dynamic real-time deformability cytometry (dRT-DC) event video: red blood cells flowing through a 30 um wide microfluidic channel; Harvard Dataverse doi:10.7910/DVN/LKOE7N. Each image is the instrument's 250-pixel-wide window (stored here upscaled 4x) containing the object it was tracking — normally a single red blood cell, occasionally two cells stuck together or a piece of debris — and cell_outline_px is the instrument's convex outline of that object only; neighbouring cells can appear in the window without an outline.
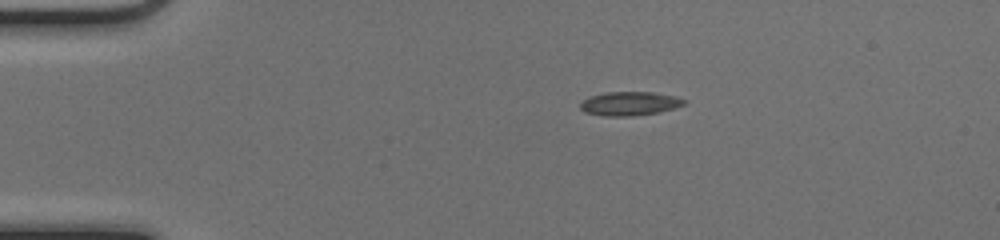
{"species": "common noctule bat (a hibernating species)", "species_latin": "Nyctalus noctula", "temperature_condition": "cold", "stored_images_in_passage": 41, "camera_frame_rate_fps": 3000, "um_per_image_px": 0.085, "animal": {"sex": "female", "body_mass_g": 17.0, "forearm_length_mm": 48.0}, "frame": {"image": 1, "passage_image": 1, "time_ms": 0.0, "image_size_px": [1000, 240], "cell_outline_px": [[688, 100], [684, 104], [660, 112], [632, 116], [604, 116], [584, 112], [580, 108], [580, 104], [588, 96], [604, 92], [652, 92], [676, 96]], "centroid_in_image_um": [53.5, 8.8], "position_along_channel_um": 31.5, "area_um2": 14.51}}
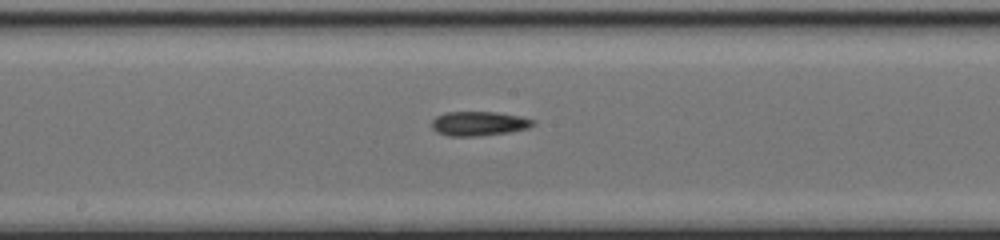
{"frame": {"image": 2, "passage_image": 18, "time_ms": 5.667, "image_size_px": [1000, 240], "cell_outline_px": [[536, 124], [528, 128], [512, 132], [480, 136], [448, 136], [436, 132], [432, 128], [432, 120], [436, 116], [444, 112], [496, 112], [520, 116], [536, 120]], "centroid_in_image_um": [40.72, 10.51], "position_along_channel_um": 207.5, "area_um2": 14.62}}
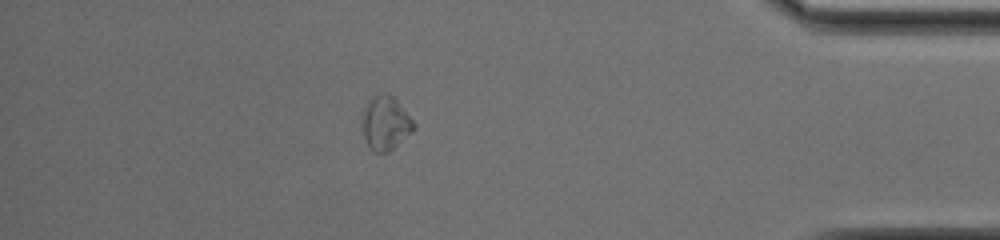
{"frame": {"image": 3, "passage_image": 35, "time_ms": 11.333, "image_size_px": [1000, 240], "cell_outline_px": [[416, 128], [412, 132], [388, 152], [376, 152], [368, 144], [364, 136], [360, 124], [360, 112], [368, 100], [372, 96], [380, 92], [388, 92], [396, 100], [416, 124]], "centroid_in_image_um": [32.72, 10.41], "position_along_channel_um": 402.5, "area_um2": 16.47}, "authors_computed_cell_mechanics": {"area_um2": 14.2766, "velocity_mm_per_s": 4.1466, "shape_relaxation_time_tau1_ms": 9.7458, "shape_relaxation_time_tau2_ms": 10.7637, "deformation_change_tau1": 0.2082, "deformation_change_tau2": 0.2109}}